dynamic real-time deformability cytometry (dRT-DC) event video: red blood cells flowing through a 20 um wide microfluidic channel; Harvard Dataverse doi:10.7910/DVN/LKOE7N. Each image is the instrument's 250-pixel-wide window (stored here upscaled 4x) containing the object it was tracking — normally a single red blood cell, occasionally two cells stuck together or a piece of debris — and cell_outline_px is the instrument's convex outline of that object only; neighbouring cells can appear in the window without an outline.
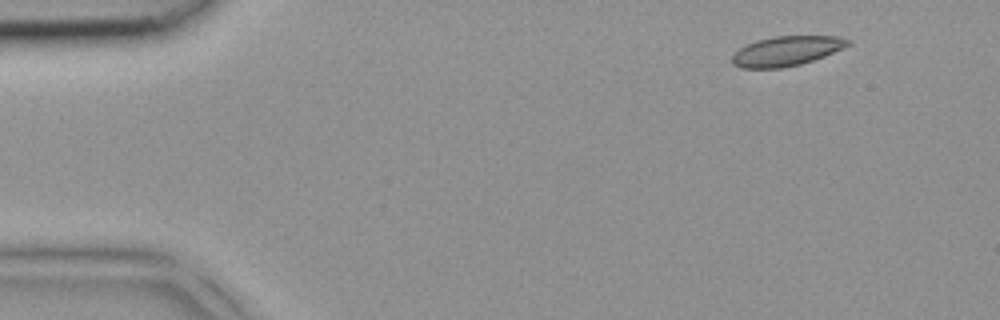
{"species": "common noctule bat (a hibernating species)", "species_latin": "Nyctalus noctula", "temperature_condition": "room temperature", "stored_images_in_passage": 3, "camera_frame_rate_fps": 3000, "um_per_image_px": 0.085, "animal": {"sex": "female", "body_mass_g": 18.4}, "frame": {"image": 1, "passage_image": 1, "time_ms": 0.0, "image_size_px": [1000, 320], "cell_outline_px": [[852, 44], [824, 56], [800, 64], [780, 68], [740, 68], [732, 64], [732, 56], [740, 48], [756, 40], [776, 36], [840, 36], [852, 40]], "centroid_in_image_um": [66.88, 4.33], "position_along_channel_um": 18.1, "area_um2": 20.0}}
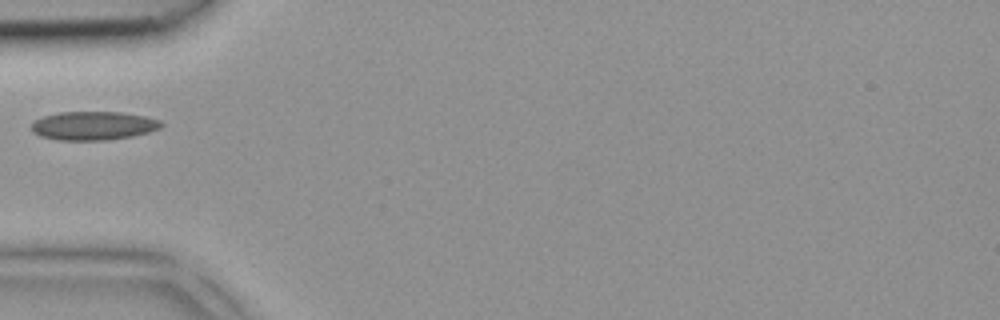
{"frame": {"image": 2, "passage_image": 3, "time_ms": 0.667, "image_size_px": [1000, 320], "cell_outline_px": [[164, 124], [160, 128], [148, 132], [132, 136], [108, 140], [56, 140], [40, 136], [32, 132], [32, 124], [36, 120], [44, 116], [60, 112], [120, 112], [144, 116], [160, 120]], "centroid_in_image_um": [7.94, 10.69], "position_along_channel_um": 77.1, "area_um2": 21.62}}